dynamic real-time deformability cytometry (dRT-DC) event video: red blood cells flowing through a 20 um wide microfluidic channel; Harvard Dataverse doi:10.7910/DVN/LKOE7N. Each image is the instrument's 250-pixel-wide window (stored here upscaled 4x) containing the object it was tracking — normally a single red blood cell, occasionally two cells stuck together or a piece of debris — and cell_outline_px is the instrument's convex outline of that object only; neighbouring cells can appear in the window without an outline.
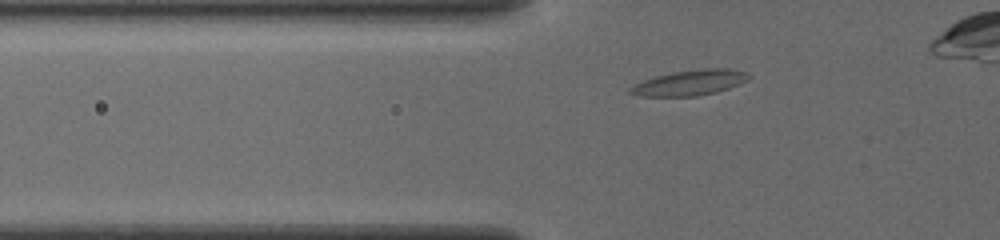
{"species": "common noctule bat (a hibernating species)", "species_latin": "Nyctalus noctula", "temperature_condition": "cold", "stored_images_in_passage": 38, "camera_frame_rate_fps": 3000, "um_per_image_px": 0.085, "animal": {"sex": "female", "body_mass_g": 19.5, "forearm_length_mm": 54.1}, "frame": {"image": 1, "passage_image": 8, "time_ms": 2.333, "image_size_px": [1000, 240], "cell_outline_px": [[752, 76], [748, 80], [740, 84], [716, 92], [696, 96], [640, 96], [628, 92], [628, 88], [644, 80], [656, 76], [672, 72], [700, 68], [728, 68], [748, 72]], "centroid_in_image_um": [58.68, 7.01], "position_along_channel_um": 67.1, "area_um2": 17.63}}
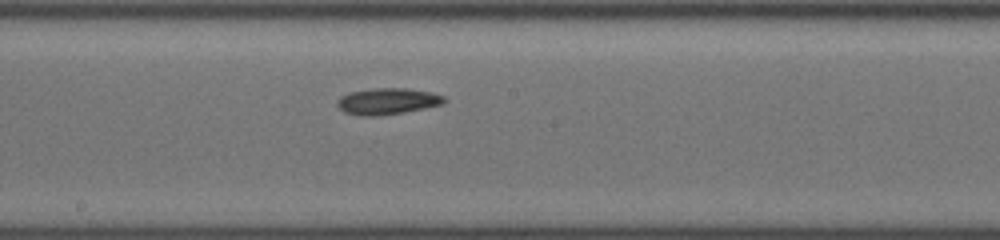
{"frame": {"image": 2, "passage_image": 20, "time_ms": 6.333, "image_size_px": [1000, 240], "cell_outline_px": [[448, 100], [444, 104], [404, 112], [376, 116], [360, 116], [344, 112], [336, 104], [336, 100], [340, 96], [348, 92], [372, 88], [408, 88], [432, 92], [444, 96]], "centroid_in_image_um": [32.93, 8.6], "position_along_channel_um": 215.3, "area_um2": 16.7}}
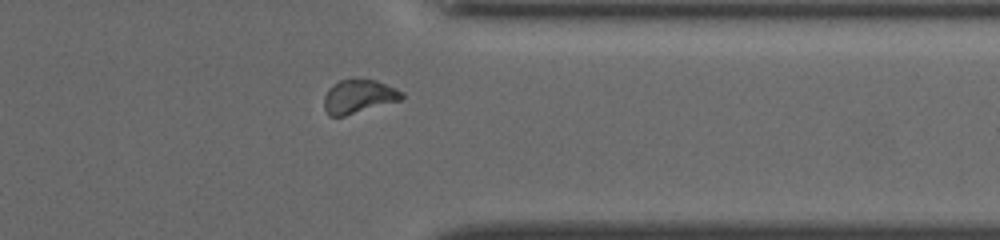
{"frame": {"image": 3, "passage_image": 33, "time_ms": 10.667, "image_size_px": [1000, 240], "cell_outline_px": [[404, 96], [400, 100], [344, 116], [328, 116], [324, 108], [324, 96], [328, 88], [332, 84], [340, 80], [356, 76], [376, 80], [396, 88], [404, 92]], "centroid_in_image_um": [30.46, 8.15], "position_along_channel_um": 380.9, "area_um2": 15.66}}